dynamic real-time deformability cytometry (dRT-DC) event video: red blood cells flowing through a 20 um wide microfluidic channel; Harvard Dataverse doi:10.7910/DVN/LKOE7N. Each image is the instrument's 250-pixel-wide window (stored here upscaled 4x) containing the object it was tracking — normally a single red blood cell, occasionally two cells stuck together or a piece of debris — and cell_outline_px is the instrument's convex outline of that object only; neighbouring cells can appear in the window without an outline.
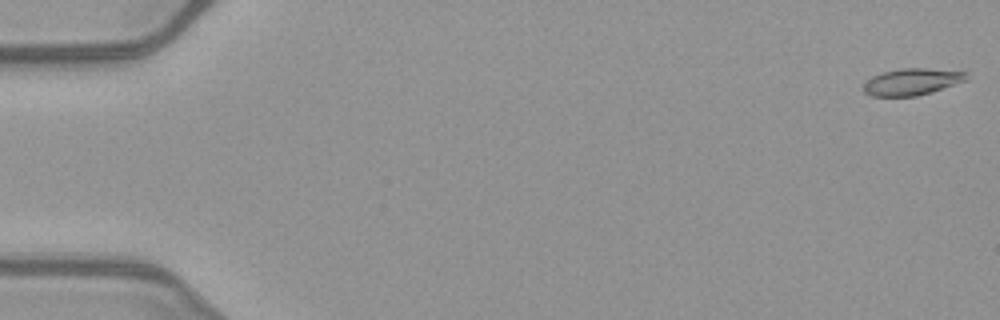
{"species": "common noctule bat (a hibernating species)", "species_latin": "Nyctalus noctula", "temperature_condition": "warm", "stored_images_in_passage": 52, "camera_frame_rate_fps": 3000, "um_per_image_px": 0.085, "animal": {"sex": "female", "body_mass_g": 21.9}, "frame": {"image": 1, "passage_image": 1, "time_ms": 0.0, "image_size_px": [1000, 320], "cell_outline_px": [[968, 80], [932, 92], [916, 96], [872, 96], [864, 92], [864, 84], [872, 76], [884, 72], [900, 68], [924, 68], [964, 72]], "centroid_in_image_um": [77.5, 6.96], "position_along_channel_um": 7.5, "area_um2": 15.84}}
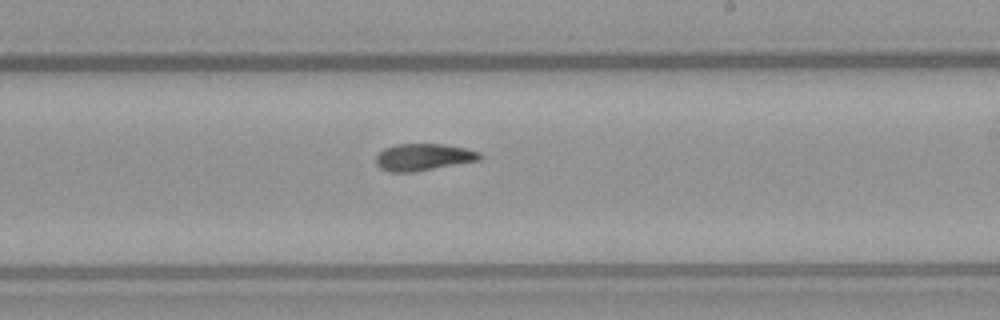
{"frame": {"image": 2, "passage_image": 31, "time_ms": 10.0, "image_size_px": [1000, 320], "cell_outline_px": [[484, 156], [480, 160], [416, 172], [388, 172], [380, 168], [376, 164], [376, 156], [384, 148], [396, 144], [440, 144], [464, 148], [480, 152]], "centroid_in_image_um": [35.98, 13.36], "position_along_channel_um": 253.0, "area_um2": 16.42}}
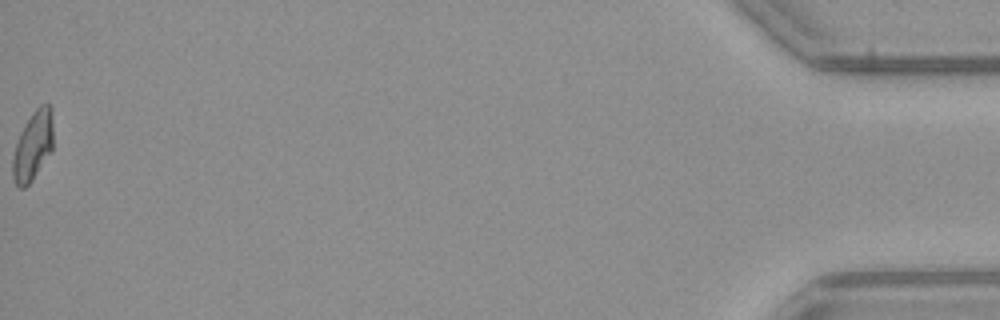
{"frame": {"image": 3, "passage_image": 52, "time_ms": 17.0, "image_size_px": [1000, 320], "cell_outline_px": [[52, 152], [32, 180], [24, 188], [20, 188], [16, 184], [12, 176], [12, 156], [20, 132], [32, 112], [40, 104], [48, 104], [52, 108]], "centroid_in_image_um": [2.8, 12.39], "position_along_channel_um": 432.4, "area_um2": 16.42}, "authors_computed_cell_mechanics": {"area_um2": 16.5019, "velocity_mm_per_s": 4.0428, "shape_relaxation_time_tau1_ms": null, "shape_relaxation_time_tau2_ms": 4.2555, "deformation_change_tau1": null, "deformation_change_tau2": 0.1131}}